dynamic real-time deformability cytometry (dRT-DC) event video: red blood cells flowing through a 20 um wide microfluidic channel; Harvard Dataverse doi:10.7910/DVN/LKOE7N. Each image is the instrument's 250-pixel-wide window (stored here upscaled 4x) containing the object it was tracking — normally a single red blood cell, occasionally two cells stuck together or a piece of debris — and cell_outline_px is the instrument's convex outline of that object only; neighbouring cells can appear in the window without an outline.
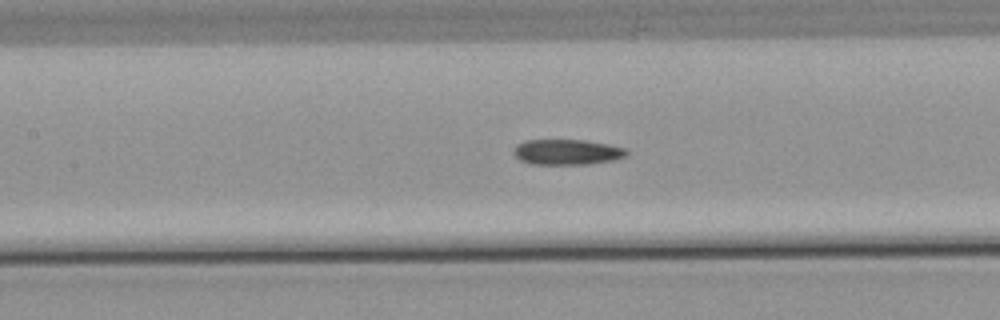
{"species": "common noctule bat (a hibernating species)", "species_latin": "Nyctalus noctula", "temperature_condition": "warm", "stored_images_in_passage": 41, "camera_frame_rate_fps": 3000, "um_per_image_px": 0.085, "animal": {"sex": "male", "body_mass_g": 21.5, "forearm_length_mm": 52.0}, "frame": {"image": 1, "passage_image": 11, "time_ms": 3.333, "image_size_px": [1000, 320], "cell_outline_px": [[628, 156], [612, 160], [588, 164], [532, 164], [520, 160], [512, 152], [516, 144], [524, 140], [584, 140], [608, 144], [628, 148]], "centroid_in_image_um": [48.21, 12.92], "position_along_channel_um": 159.2, "area_um2": 16.88}}
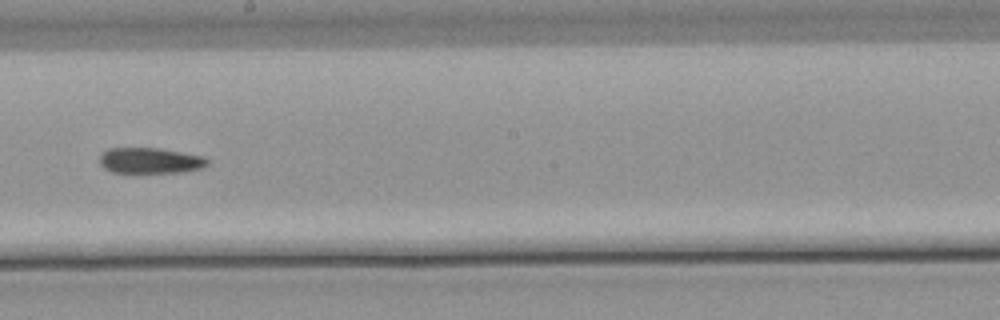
{"frame": {"image": 2, "passage_image": 17, "time_ms": 5.333, "image_size_px": [1000, 320], "cell_outline_px": [[208, 164], [204, 168], [180, 172], [136, 176], [112, 172], [104, 168], [100, 164], [100, 152], [108, 148], [160, 148], [204, 156], [208, 160]], "centroid_in_image_um": [12.72, 13.7], "position_along_channel_um": 235.5, "area_um2": 17.22}}
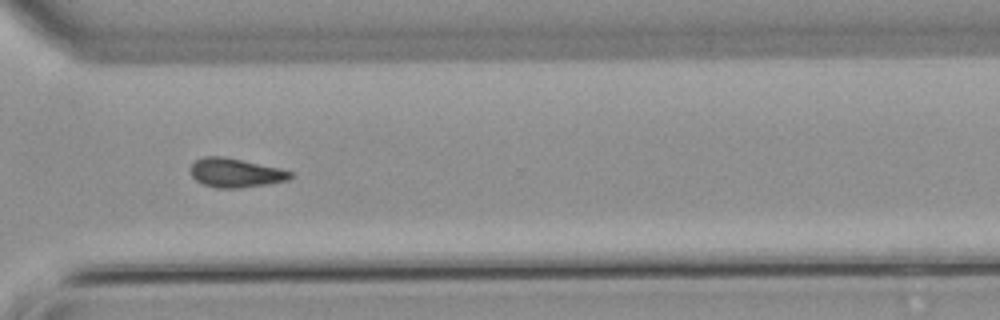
{"frame": {"image": 3, "passage_image": 26, "time_ms": 8.333, "image_size_px": [1000, 320], "cell_outline_px": [[292, 176], [288, 180], [268, 184], [240, 188], [216, 188], [204, 184], [196, 180], [192, 176], [188, 168], [196, 160], [204, 156], [224, 156], [280, 168], [292, 172]], "centroid_in_image_um": [20.0, 14.69], "position_along_channel_um": 350.6, "area_um2": 16.99}}